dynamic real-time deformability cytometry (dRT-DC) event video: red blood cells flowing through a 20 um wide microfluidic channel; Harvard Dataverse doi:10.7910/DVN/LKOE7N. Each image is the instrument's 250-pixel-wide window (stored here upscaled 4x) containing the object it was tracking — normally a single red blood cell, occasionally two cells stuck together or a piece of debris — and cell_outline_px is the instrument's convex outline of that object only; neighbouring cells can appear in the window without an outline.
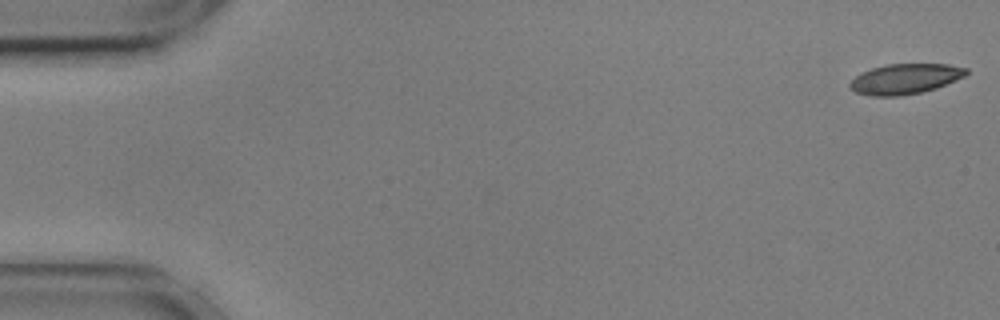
{"species": "common noctule bat (a hibernating species)", "species_latin": "Nyctalus noctula", "temperature_condition": "cold", "stored_images_in_passage": 50, "camera_frame_rate_fps": 3000, "um_per_image_px": 0.085, "animal": {"sex": "male", "body_mass_g": 17.9, "forearm_length_mm": 54.2}, "frame": {"image": 1, "passage_image": 1, "time_ms": 0.0, "image_size_px": [1000, 320], "cell_outline_px": [[968, 72], [964, 76], [956, 80], [936, 88], [920, 92], [900, 96], [872, 96], [856, 92], [848, 88], [848, 84], [856, 76], [872, 68], [888, 64], [948, 64], [968, 68]], "centroid_in_image_um": [76.93, 6.71], "position_along_channel_um": 8.1, "area_um2": 20.4}}
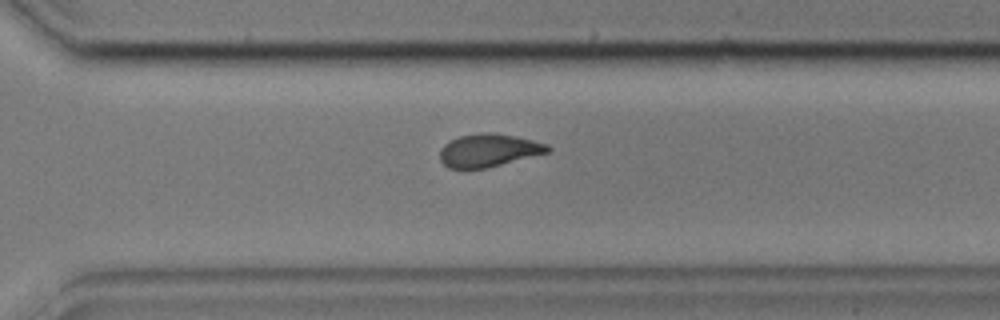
{"frame": {"image": 2, "passage_image": 39, "time_ms": 12.667, "image_size_px": [1000, 320], "cell_outline_px": [[552, 148], [548, 152], [488, 168], [448, 168], [440, 160], [440, 148], [444, 144], [460, 136], [484, 132], [492, 132], [516, 136], [548, 144]], "centroid_in_image_um": [41.54, 12.78], "position_along_channel_um": 329.1, "area_um2": 20.63}}
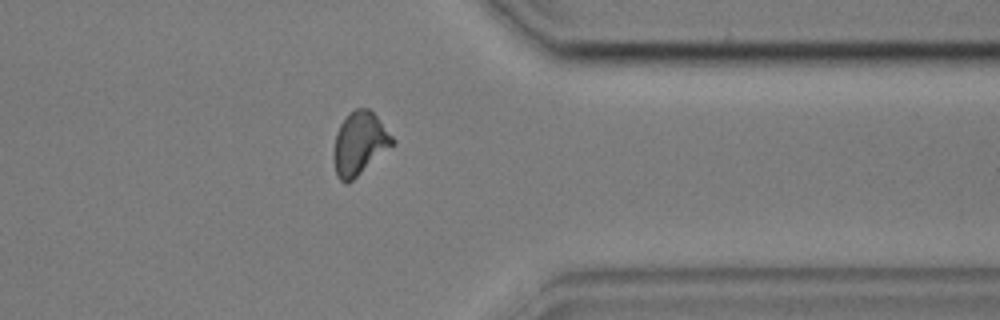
{"frame": {"image": 3, "passage_image": 44, "time_ms": 14.333, "image_size_px": [1000, 320], "cell_outline_px": [[396, 140], [392, 144], [348, 184], [344, 184], [336, 176], [332, 160], [332, 152], [336, 132], [340, 124], [356, 108], [368, 108], [376, 116]], "centroid_in_image_um": [30.5, 12.22], "position_along_channel_um": 380.9, "area_um2": 21.27}, "authors_computed_cell_mechanics": {"area_um2": 21.2704, "velocity_mm_per_s": 3.6076, "shape_relaxation_time_tau1_ms": 6.9753, "shape_relaxation_time_tau2_ms": 2.8223, "deformation_change_tau1": 0.1705, "deformation_change_tau2": 0.0787}}